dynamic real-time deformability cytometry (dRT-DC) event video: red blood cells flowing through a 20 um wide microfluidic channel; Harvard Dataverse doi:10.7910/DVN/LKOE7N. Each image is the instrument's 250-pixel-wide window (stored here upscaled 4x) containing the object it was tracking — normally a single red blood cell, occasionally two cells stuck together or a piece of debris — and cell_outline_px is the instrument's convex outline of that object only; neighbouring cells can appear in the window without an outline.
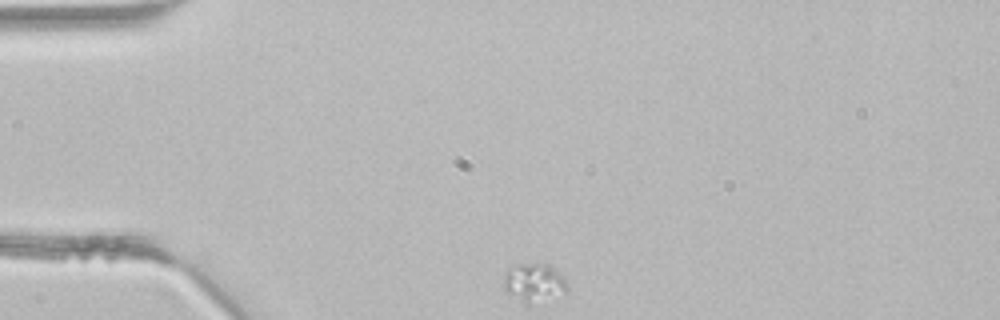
{"species": "common noctule bat (a hibernating species)", "species_latin": "Nyctalus noctula", "temperature_condition": "room temperature", "stored_images_in_passage": 1, "camera_frame_rate_fps": 3000, "um_per_image_px": 0.085, "animal": {"sex": "male", "body_mass_g": 21.5, "forearm_length_mm": 52.0}, "frame": {"image": 1, "passage_image": 1, "time_ms": 0.0, "image_size_px": [1000, 320], "cell_outline_px": [[568, 292], [528, 304], [524, 304], [508, 292], [504, 288], [504, 272], [508, 268], [516, 264], [552, 264], [564, 276], [568, 284]], "centroid_in_image_um": [45.43, 23.99], "position_along_channel_um": 39.6, "area_um2": 14.39}}